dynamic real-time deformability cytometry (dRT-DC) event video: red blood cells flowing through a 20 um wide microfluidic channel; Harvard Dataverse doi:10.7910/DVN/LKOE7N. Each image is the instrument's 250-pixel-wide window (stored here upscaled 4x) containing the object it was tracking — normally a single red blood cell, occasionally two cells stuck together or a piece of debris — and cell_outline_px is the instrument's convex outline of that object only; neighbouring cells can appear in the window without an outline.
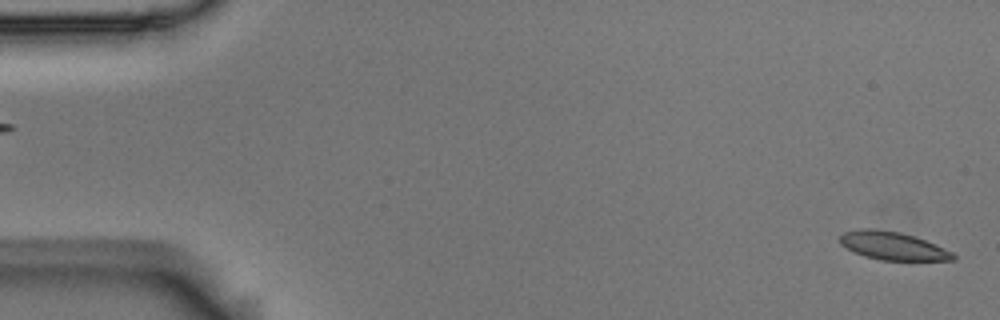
{"species": "Egyptian fruit bat (a non-hibernating species)", "species_latin": "Rousettus aegyptiacus", "temperature_condition": "room temperature", "stored_images_in_passage": 2, "camera_frame_rate_fps": 3000, "um_per_image_px": 0.085, "animal": {"sex": "male"}, "frame": {"image": 1, "passage_image": 2, "time_ms": 0.333, "image_size_px": [1000, 320], "cell_outline_px": [[956, 260], [880, 260], [864, 256], [852, 252], [840, 244], [840, 236], [844, 232], [856, 228], [872, 228], [900, 232], [936, 244], [952, 252], [956, 256]], "centroid_in_image_um": [75.84, 20.89], "position_along_channel_um": 9.2, "area_um2": 18.61}}